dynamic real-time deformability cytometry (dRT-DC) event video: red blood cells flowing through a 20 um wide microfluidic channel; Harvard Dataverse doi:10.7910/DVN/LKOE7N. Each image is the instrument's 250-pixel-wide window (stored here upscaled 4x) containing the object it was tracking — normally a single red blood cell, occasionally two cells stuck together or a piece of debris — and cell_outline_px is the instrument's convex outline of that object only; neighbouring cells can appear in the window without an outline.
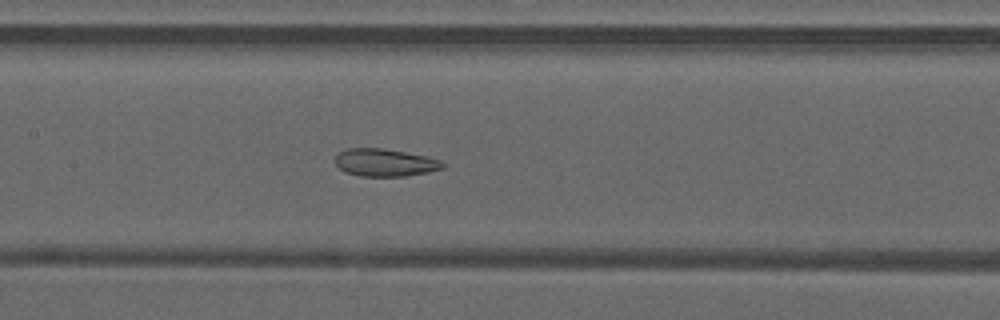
{"species": "common noctule bat (a hibernating species)", "species_latin": "Nyctalus noctula", "temperature_condition": "warm", "stored_images_in_passage": 35, "camera_frame_rate_fps": 3000, "um_per_image_px": 0.085, "animal": {"sex": "male", "forearm_length_mm": 52.5}, "frame": {"image": 1, "passage_image": 9, "time_ms": 2.667, "image_size_px": [1000, 320], "cell_outline_px": [[444, 168], [428, 172], [404, 176], [360, 176], [344, 172], [336, 164], [336, 156], [340, 152], [348, 148], [384, 148], [428, 156], [440, 160], [444, 164]], "centroid_in_image_um": [32.73, 13.81], "position_along_channel_um": 174.7, "area_um2": 17.28}}
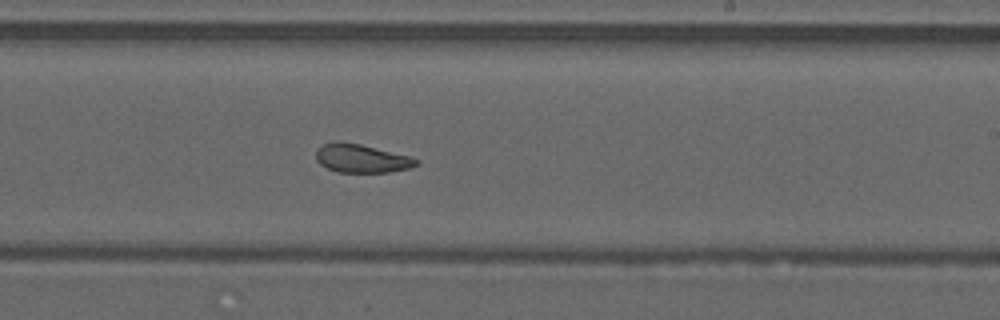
{"frame": {"image": 2, "passage_image": 15, "time_ms": 4.667, "image_size_px": [1000, 320], "cell_outline_px": [[420, 164], [408, 168], [388, 172], [336, 172], [320, 164], [316, 160], [316, 148], [332, 140], [336, 140], [360, 144], [408, 156], [420, 160]], "centroid_in_image_um": [30.68, 13.45], "position_along_channel_um": 258.3, "area_um2": 16.65}}
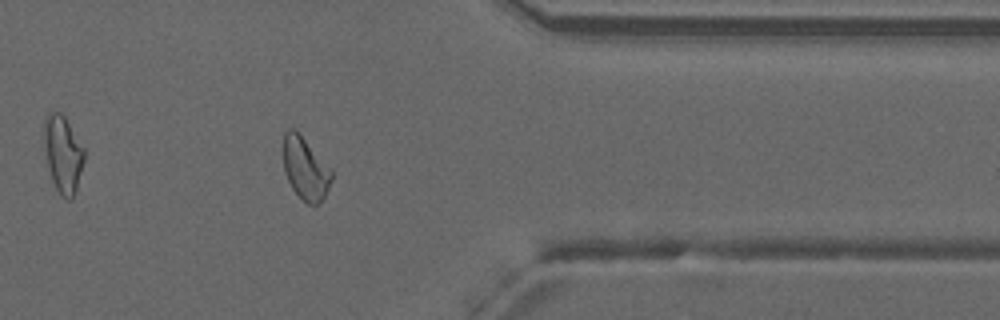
{"frame": {"image": 3, "passage_image": 25, "time_ms": 8.0, "image_size_px": [1000, 320], "cell_outline_px": [[332, 180], [324, 196], [316, 204], [308, 204], [292, 188], [284, 172], [284, 132], [288, 128], [292, 128], [332, 168]], "centroid_in_image_um": [25.96, 14.33], "position_along_channel_um": 385.4, "area_um2": 17.05}, "authors_computed_cell_mechanics": {"area_um2": 17.7446, "velocity_mm_per_s": 4.2126, "shape_relaxation_time_tau1_ms": null, "shape_relaxation_time_tau2_ms": 2.1499, "deformation_change_tau1": null, "deformation_change_tau2": 0.077}}